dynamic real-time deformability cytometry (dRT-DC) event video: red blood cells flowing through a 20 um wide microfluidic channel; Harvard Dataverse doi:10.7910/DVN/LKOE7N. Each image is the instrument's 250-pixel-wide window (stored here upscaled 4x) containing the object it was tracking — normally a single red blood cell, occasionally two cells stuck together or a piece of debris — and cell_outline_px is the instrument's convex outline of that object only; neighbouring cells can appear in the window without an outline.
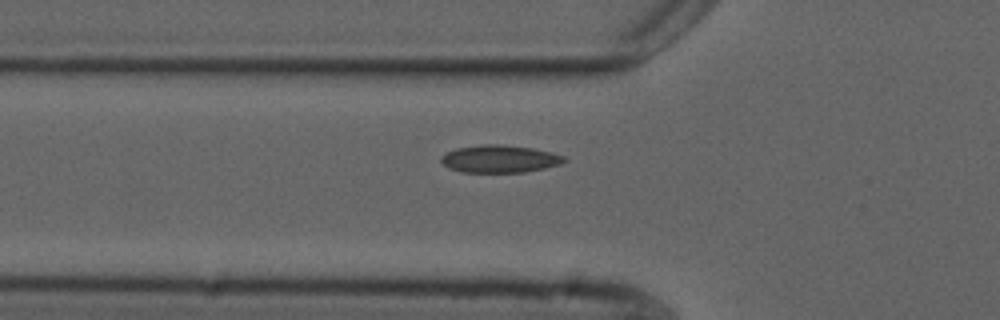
{"species": "common noctule bat (a hibernating species)", "species_latin": "Nyctalus noctula", "temperature_condition": "cold", "stored_images_in_passage": 40, "camera_frame_rate_fps": 3000, "um_per_image_px": 0.085, "animal": {"sex": "male", "forearm_length_mm": 52.5}, "frame": {"image": 1, "passage_image": 6, "time_ms": 1.667, "image_size_px": [1000, 320], "cell_outline_px": [[568, 160], [560, 164], [544, 168], [524, 172], [460, 172], [448, 168], [440, 160], [448, 152], [456, 148], [484, 144], [500, 144], [532, 148], [552, 152], [564, 156]], "centroid_in_image_um": [42.49, 13.5], "position_along_channel_um": 83.3, "area_um2": 19.65}}
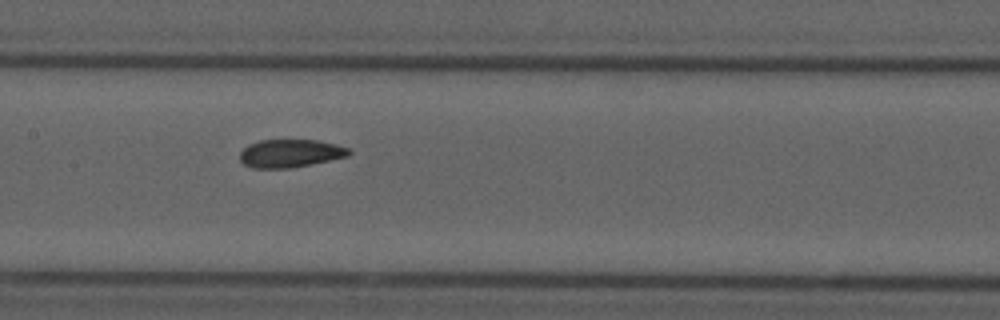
{"frame": {"image": 2, "passage_image": 14, "time_ms": 4.333, "image_size_px": [1000, 320], "cell_outline_px": [[352, 152], [348, 156], [288, 168], [252, 168], [244, 164], [240, 160], [240, 152], [248, 144], [260, 140], [316, 140], [336, 144], [348, 148]], "centroid_in_image_um": [24.64, 13.02], "position_along_channel_um": 182.8, "area_um2": 17.63}}
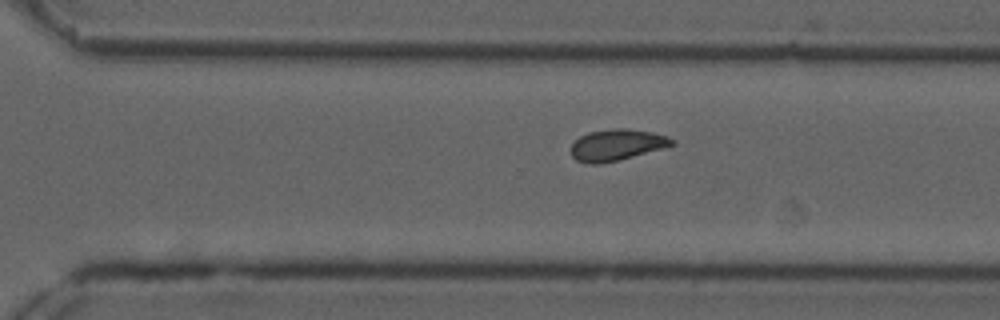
{"frame": {"image": 3, "passage_image": 25, "time_ms": 8.0, "image_size_px": [1000, 320], "cell_outline_px": [[676, 144], [632, 156], [600, 164], [588, 164], [576, 160], [572, 156], [572, 144], [580, 136], [588, 132], [612, 128], [624, 128], [652, 132], [668, 136], [676, 140]], "centroid_in_image_um": [52.42, 12.3], "position_along_channel_um": 318.2, "area_um2": 18.26}}